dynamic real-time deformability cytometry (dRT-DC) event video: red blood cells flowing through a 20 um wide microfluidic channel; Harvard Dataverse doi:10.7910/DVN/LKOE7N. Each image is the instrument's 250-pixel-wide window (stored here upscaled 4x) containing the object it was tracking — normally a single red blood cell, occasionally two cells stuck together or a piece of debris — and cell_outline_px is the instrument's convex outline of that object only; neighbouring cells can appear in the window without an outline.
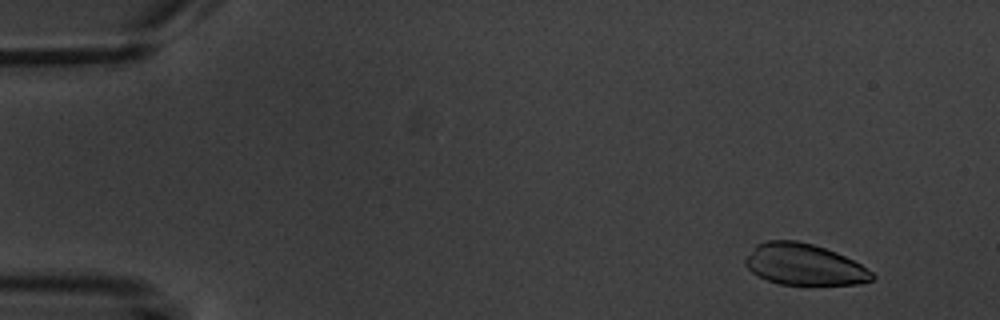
{"species": "common noctule bat (a hibernating species)", "species_latin": "Nyctalus noctula", "temperature_condition": "warm", "stored_images_in_passage": 7, "camera_frame_rate_fps": 3000, "um_per_image_px": 0.085, "animal": {"sex": "male", "body_mass_g": 20.1, "forearm_length_mm": 53.5}, "frame": {"image": 1, "passage_image": 2, "time_ms": 1.333, "image_size_px": [1000, 320], "cell_outline_px": [[876, 276], [872, 280], [860, 284], [780, 284], [768, 280], [752, 272], [744, 264], [744, 260], [756, 244], [768, 240], [796, 240], [812, 244], [836, 252], [860, 264], [872, 272]], "centroid_in_image_um": [68.34, 22.47], "position_along_channel_um": 16.7, "area_um2": 30.23}}